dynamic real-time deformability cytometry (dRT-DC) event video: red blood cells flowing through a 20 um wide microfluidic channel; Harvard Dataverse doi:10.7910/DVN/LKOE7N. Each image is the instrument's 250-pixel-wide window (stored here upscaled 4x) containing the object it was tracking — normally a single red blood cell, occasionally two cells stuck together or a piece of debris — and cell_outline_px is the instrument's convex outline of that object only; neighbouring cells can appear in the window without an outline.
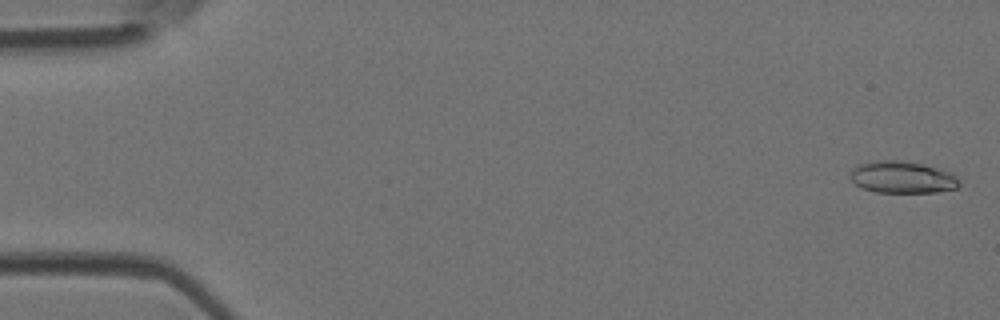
{"species": "Egyptian fruit bat (a non-hibernating species)", "species_latin": "Rousettus aegyptiacus", "temperature_condition": "room temperature", "stored_images_in_passage": 45, "camera_frame_rate_fps": 3000, "um_per_image_px": 0.085, "animal": {"sex": "female"}, "frame": {"image": 1, "passage_image": 1, "time_ms": 0.0, "image_size_px": [1000, 320], "cell_outline_px": [[960, 184], [956, 188], [936, 192], [876, 192], [860, 188], [848, 176], [852, 168], [860, 164], [876, 160], [896, 160], [920, 164], [948, 172], [956, 176], [960, 180]], "centroid_in_image_um": [76.64, 15.07], "position_along_channel_um": 8.4, "area_um2": 20.11}}
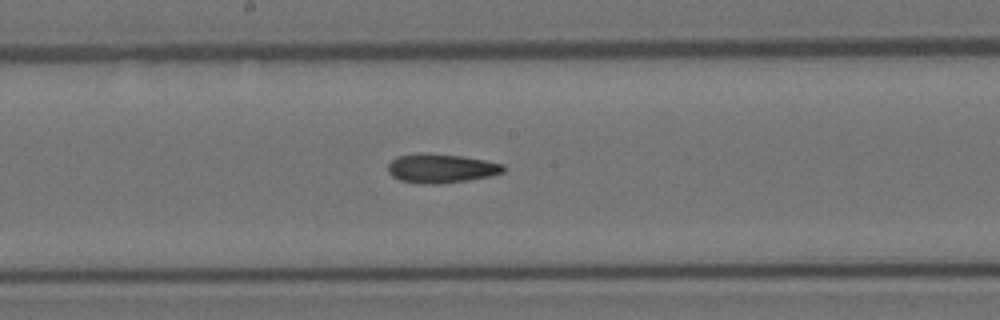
{"frame": {"image": 2, "passage_image": 24, "time_ms": 7.667, "image_size_px": [1000, 320], "cell_outline_px": [[504, 172], [492, 176], [468, 180], [440, 184], [420, 184], [400, 180], [392, 176], [388, 172], [388, 164], [392, 160], [400, 156], [460, 156], [484, 160], [504, 164]], "centroid_in_image_um": [37.55, 14.37], "position_along_channel_um": 210.7, "area_um2": 18.73}}
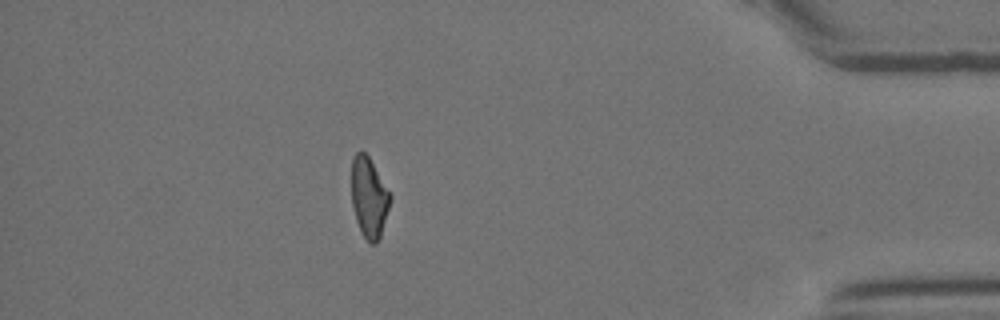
{"frame": {"image": 3, "passage_image": 40, "time_ms": 13.0, "image_size_px": [1000, 320], "cell_outline_px": [[392, 196], [380, 236], [376, 244], [368, 244], [360, 232], [356, 220], [352, 204], [352, 156], [356, 152], [364, 152], [368, 156]], "centroid_in_image_um": [31.35, 16.82], "position_along_channel_um": 403.8, "area_um2": 17.98}}